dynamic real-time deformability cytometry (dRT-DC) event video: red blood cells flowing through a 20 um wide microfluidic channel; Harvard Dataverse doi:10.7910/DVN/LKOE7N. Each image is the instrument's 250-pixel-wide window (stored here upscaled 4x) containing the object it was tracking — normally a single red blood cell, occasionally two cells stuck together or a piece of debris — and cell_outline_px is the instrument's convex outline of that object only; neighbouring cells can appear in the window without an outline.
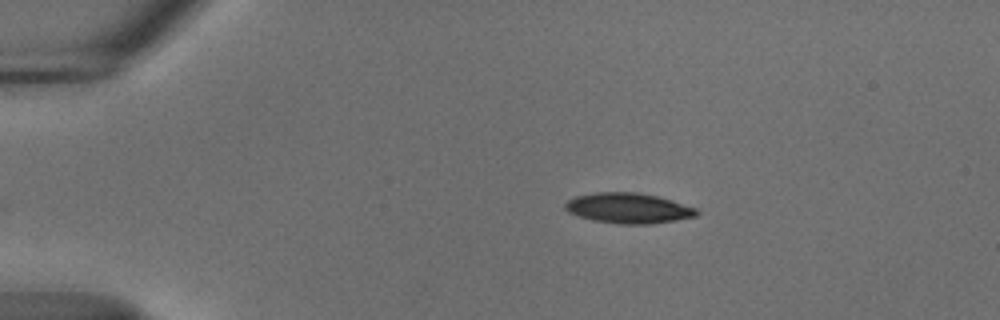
{"species": "common noctule bat (a hibernating species)", "species_latin": "Nyctalus noctula", "temperature_condition": "cold", "stored_images_in_passage": 39, "camera_frame_rate_fps": 3000, "um_per_image_px": 0.085, "animal": {"sex": "male", "body_mass_g": 18.8}, "frame": {"image": 1, "passage_image": 1, "time_ms": 0.0, "image_size_px": [1000, 320], "cell_outline_px": [[700, 212], [696, 216], [676, 220], [648, 224], [620, 224], [592, 220], [568, 212], [564, 208], [564, 204], [568, 200], [576, 196], [596, 192], [636, 192], [656, 196], [672, 200], [696, 208]], "centroid_in_image_um": [53.41, 17.69], "position_along_channel_um": 31.6, "area_um2": 23.18}}
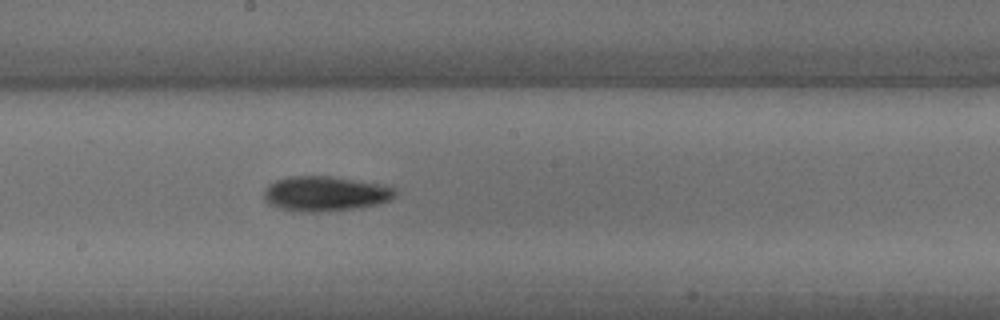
{"frame": {"image": 2, "passage_image": 21, "time_ms": 6.667, "image_size_px": [1000, 320], "cell_outline_px": [[396, 192], [388, 200], [376, 204], [360, 208], [324, 212], [300, 212], [276, 208], [268, 204], [264, 200], [264, 188], [268, 184], [276, 180], [288, 176], [328, 176], [380, 184], [396, 188]], "centroid_in_image_um": [27.56, 16.48], "position_along_channel_um": 220.6, "area_um2": 26.88}}
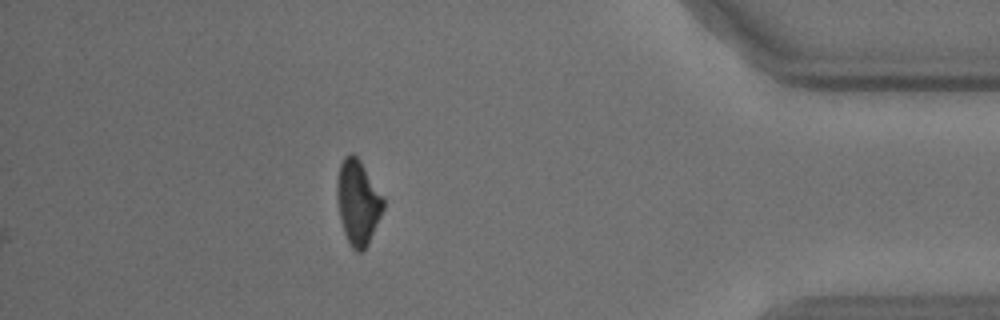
{"frame": {"image": 3, "passage_image": 39, "time_ms": 12.667, "image_size_px": [1000, 320], "cell_outline_px": [[384, 208], [368, 244], [360, 252], [356, 252], [352, 248], [344, 232], [340, 216], [336, 196], [336, 180], [340, 164], [344, 156], [348, 152], [352, 152], [360, 160], [384, 196]], "centroid_in_image_um": [30.42, 17.14], "position_along_channel_um": 404.8, "area_um2": 22.95}, "authors_computed_cell_mechanics": {"area_um2": 25.0274, "velocity_mm_per_s": 3.7, "shape_relaxation_time_tau1_ms": 3.7498, "shape_relaxation_time_tau2_ms": null, "deformation_change_tau1": 0.133, "deformation_change_tau2": null}}